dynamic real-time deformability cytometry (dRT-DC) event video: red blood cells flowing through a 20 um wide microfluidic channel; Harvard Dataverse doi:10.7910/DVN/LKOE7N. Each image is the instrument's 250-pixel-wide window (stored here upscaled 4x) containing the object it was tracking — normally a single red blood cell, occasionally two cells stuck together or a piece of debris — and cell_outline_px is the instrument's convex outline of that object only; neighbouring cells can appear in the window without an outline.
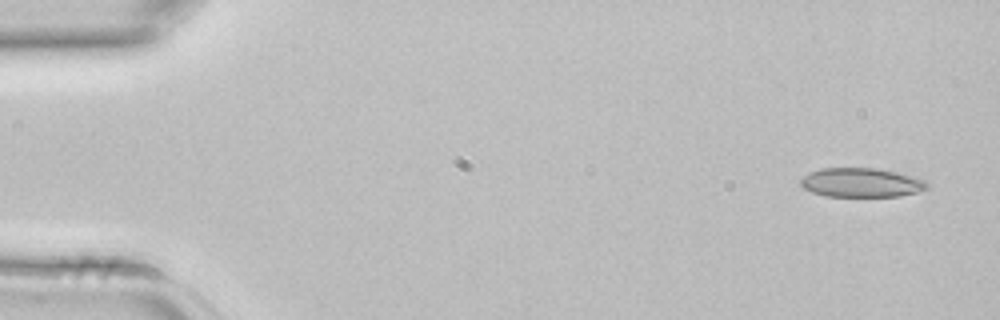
{"species": "common noctule bat (a hibernating species)", "species_latin": "Nyctalus noctula", "temperature_condition": "room temperature", "stored_images_in_passage": 3, "camera_frame_rate_fps": 3000, "um_per_image_px": 0.085, "animal": {"sex": "female", "body_mass_g": 22.7, "forearm_length_mm": 54.2}, "frame": {"image": 1, "passage_image": 1, "time_ms": 0.0, "image_size_px": [1000, 320], "cell_outline_px": [[928, 188], [916, 192], [900, 196], [824, 196], [812, 192], [804, 188], [800, 184], [800, 180], [808, 172], [820, 168], [880, 168], [912, 176], [924, 180], [928, 184]], "centroid_in_image_um": [73.18, 15.51], "position_along_channel_um": 11.8, "area_um2": 21.5}}
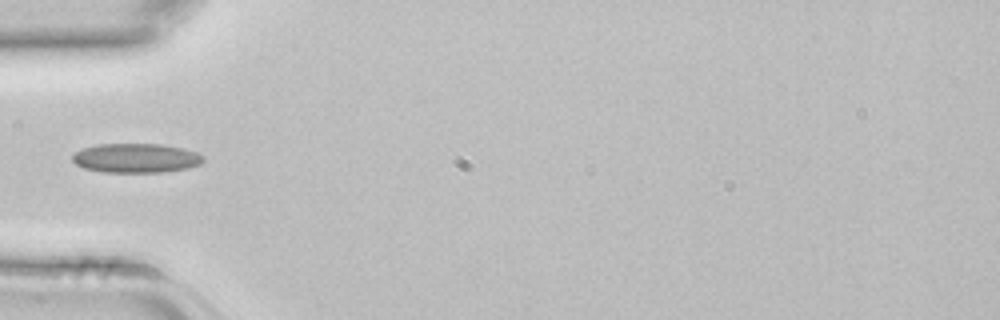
{"frame": {"image": 2, "passage_image": 3, "time_ms": 0.667, "image_size_px": [1000, 320], "cell_outline_px": [[204, 160], [200, 164], [188, 168], [164, 172], [104, 172], [84, 168], [76, 164], [72, 160], [72, 156], [76, 152], [84, 148], [96, 144], [160, 144], [184, 148], [196, 152], [204, 156]], "centroid_in_image_um": [11.58, 13.43], "position_along_channel_um": 73.4, "area_um2": 22.37}}